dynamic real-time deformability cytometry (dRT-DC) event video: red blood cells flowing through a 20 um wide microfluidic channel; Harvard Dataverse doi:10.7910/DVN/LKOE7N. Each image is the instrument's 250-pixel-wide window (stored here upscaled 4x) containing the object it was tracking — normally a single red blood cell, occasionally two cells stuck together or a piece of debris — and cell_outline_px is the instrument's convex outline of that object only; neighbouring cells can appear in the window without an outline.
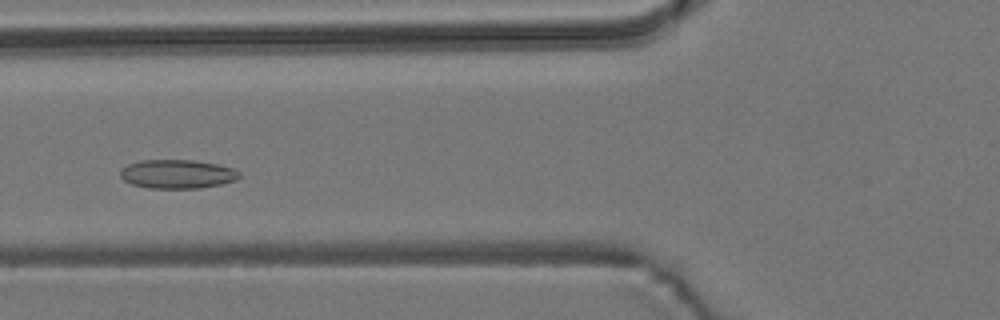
{"species": "common noctule bat (a hibernating species)", "species_latin": "Nyctalus noctula", "temperature_condition": "room temperature", "stored_images_in_passage": 50, "camera_frame_rate_fps": 3000, "um_per_image_px": 0.085, "animal": {"sex": "male", "body_mass_g": 19.2, "forearm_length_mm": 51.8}, "frame": {"image": 1, "passage_image": 15, "time_ms": 4.667, "image_size_px": [1000, 320], "cell_outline_px": [[240, 176], [236, 180], [220, 184], [200, 188], [148, 188], [132, 184], [124, 180], [120, 176], [120, 172], [128, 164], [140, 160], [192, 160], [216, 164], [232, 168], [240, 172]], "centroid_in_image_um": [15.07, 14.79], "position_along_channel_um": 110.7, "area_um2": 19.88}}
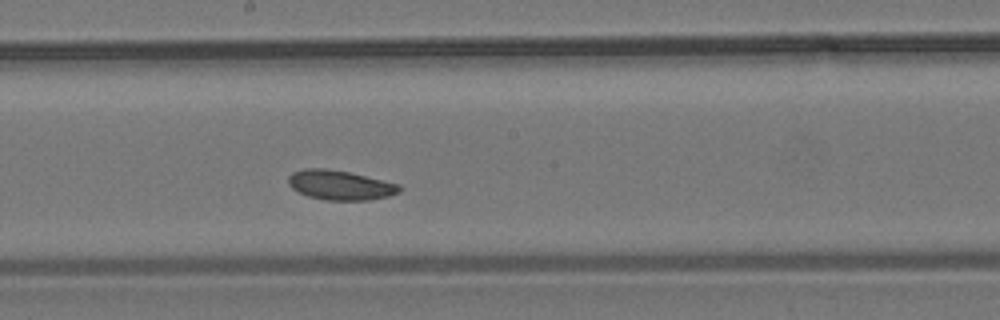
{"frame": {"image": 2, "passage_image": 24, "time_ms": 7.667, "image_size_px": [1000, 320], "cell_outline_px": [[400, 192], [388, 196], [368, 200], [324, 200], [308, 196], [296, 192], [288, 184], [288, 176], [292, 172], [304, 168], [324, 168], [348, 172], [400, 184]], "centroid_in_image_um": [28.87, 15.73], "position_along_channel_um": 219.3, "area_um2": 19.19}}
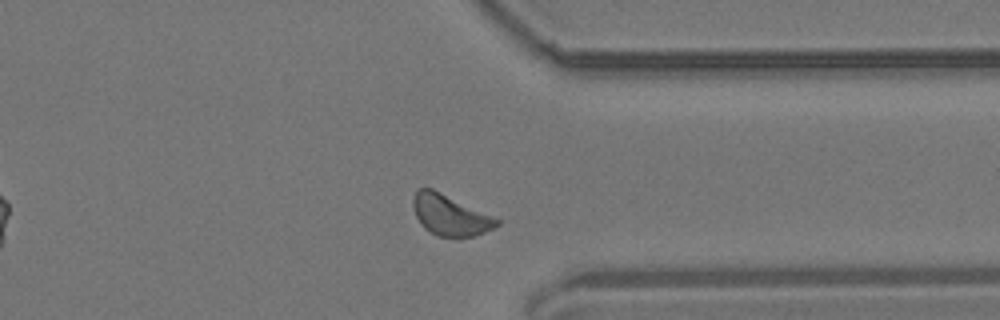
{"frame": {"image": 3, "passage_image": 37, "time_ms": 12.0, "image_size_px": [1000, 320], "cell_outline_px": [[500, 224], [484, 232], [472, 236], [456, 240], [440, 236], [424, 228], [416, 216], [412, 204], [412, 200], [416, 188], [432, 188], [500, 220]], "centroid_in_image_um": [38.22, 18.31], "position_along_channel_um": 373.2, "area_um2": 19.83}}